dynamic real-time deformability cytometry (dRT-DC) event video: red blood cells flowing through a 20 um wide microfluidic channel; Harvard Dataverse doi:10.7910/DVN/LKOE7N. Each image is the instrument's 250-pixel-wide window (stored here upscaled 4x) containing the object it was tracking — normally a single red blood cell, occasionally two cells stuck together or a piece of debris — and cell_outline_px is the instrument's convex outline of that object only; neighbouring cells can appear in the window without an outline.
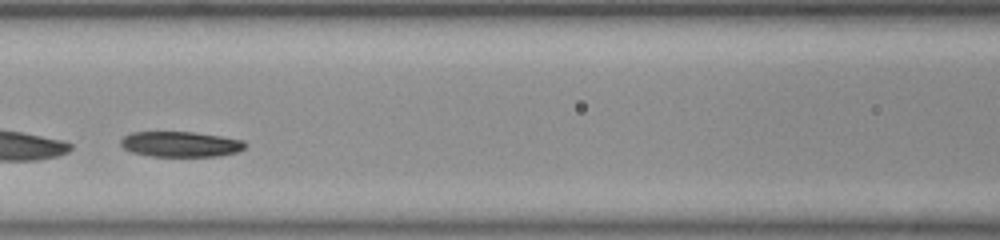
{"species": "common noctule bat (a hibernating species)", "species_latin": "Nyctalus noctula", "temperature_condition": "room temperature", "stored_images_in_passage": 32, "segment_of_instrument_passage": [2, 2], "camera_frame_rate_fps": 3000, "um_per_image_px": 0.085, "animal": {"sex": "female", "body_mass_g": 23.0, "forearm_length_mm": 53.4}, "frame": {"image": 1, "passage_image": 13, "time_ms": 4.0, "image_size_px": [1000, 240], "cell_outline_px": [[248, 144], [244, 148], [236, 152], [216, 156], [152, 156], [132, 152], [124, 148], [120, 144], [120, 140], [124, 136], [132, 132], [192, 132], [220, 136], [244, 140]], "centroid_in_image_um": [15.35, 12.25], "position_along_channel_um": 151.3, "area_um2": 18.32}}
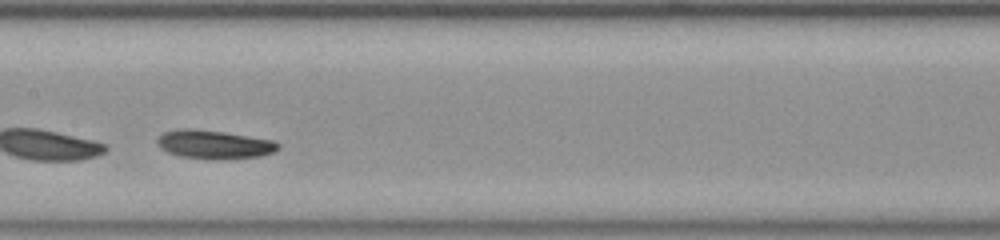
{"frame": {"image": 2, "passage_image": 16, "time_ms": 5.0, "image_size_px": [1000, 240], "cell_outline_px": [[280, 148], [272, 152], [260, 156], [180, 156], [168, 152], [160, 148], [156, 144], [156, 140], [164, 132], [184, 128], [192, 128], [224, 132], [272, 140], [280, 144]], "centroid_in_image_um": [18.16, 12.21], "position_along_channel_um": 189.2, "area_um2": 18.96}}
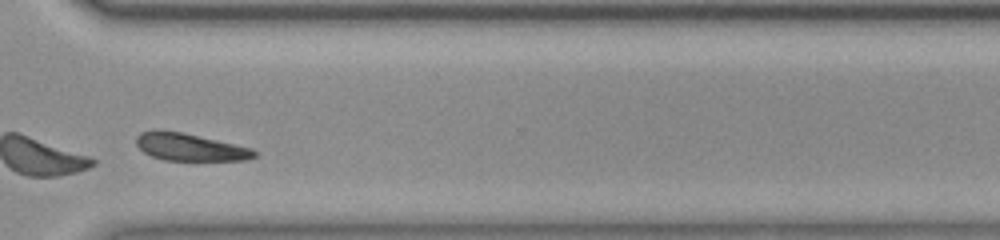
{"frame": {"image": 3, "passage_image": 29, "time_ms": 9.333, "image_size_px": [1000, 240], "cell_outline_px": [[256, 156], [248, 160], [164, 160], [152, 156], [144, 152], [136, 144], [136, 136], [140, 132], [156, 128], [180, 132], [252, 148], [256, 152]], "centroid_in_image_um": [16.09, 12.49], "position_along_channel_um": 354.5, "area_um2": 18.79}}